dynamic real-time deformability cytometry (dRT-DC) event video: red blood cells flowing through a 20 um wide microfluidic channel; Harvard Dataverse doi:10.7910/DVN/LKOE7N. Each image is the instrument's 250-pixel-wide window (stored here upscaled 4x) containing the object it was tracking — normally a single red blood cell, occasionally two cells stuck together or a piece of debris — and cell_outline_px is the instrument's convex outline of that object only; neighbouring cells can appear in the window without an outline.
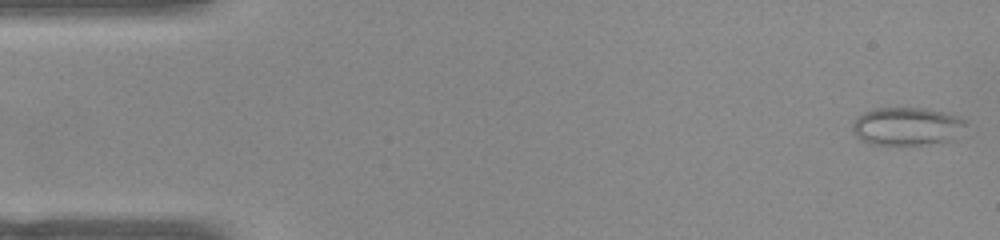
{"species": "common noctule bat (a hibernating species)", "species_latin": "Nyctalus noctula", "temperature_condition": "warm", "stored_images_in_passage": 52, "camera_frame_rate_fps": 3000, "um_per_image_px": 0.085, "animal": {"sex": "female", "body_mass_g": 22.0, "forearm_length_mm": 56.7}, "frame": {"image": 1, "passage_image": 1, "time_ms": 0.0, "image_size_px": [1000, 240], "cell_outline_px": [[968, 120], [952, 140], [932, 144], [872, 144], [860, 140], [852, 132], [852, 124], [856, 116], [872, 108], [928, 108], [948, 112], [960, 116]], "centroid_in_image_um": [77.07, 10.71], "position_along_channel_um": 7.9, "area_um2": 25.43}}
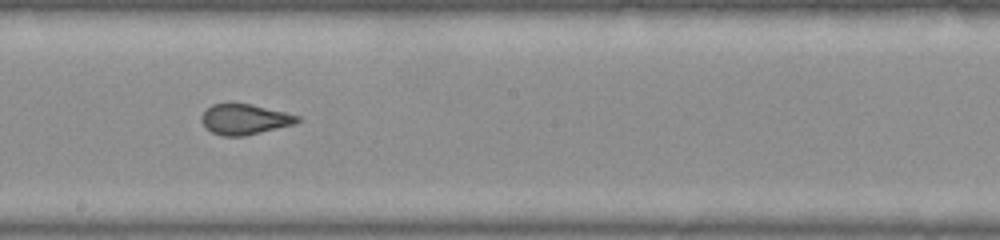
{"frame": {"image": 2, "passage_image": 28, "time_ms": 9.0, "image_size_px": [1000, 240], "cell_outline_px": [[300, 120], [296, 124], [244, 136], [220, 136], [204, 128], [200, 120], [200, 116], [212, 104], [252, 104], [300, 116]], "centroid_in_image_um": [20.77, 10.16], "position_along_channel_um": 227.4, "area_um2": 17.05}}
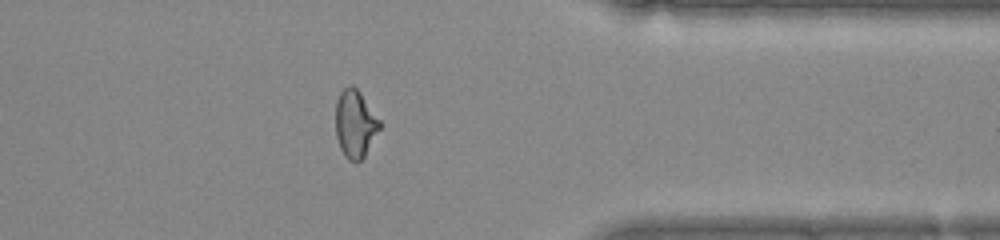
{"frame": {"image": 3, "passage_image": 41, "time_ms": 13.333, "image_size_px": [1000, 240], "cell_outline_px": [[380, 128], [364, 156], [356, 164], [348, 160], [344, 156], [340, 148], [336, 136], [336, 100], [340, 92], [348, 84], [352, 84], [360, 92], [380, 120]], "centroid_in_image_um": [30.17, 10.53], "position_along_channel_um": 381.2, "area_um2": 17.4}}